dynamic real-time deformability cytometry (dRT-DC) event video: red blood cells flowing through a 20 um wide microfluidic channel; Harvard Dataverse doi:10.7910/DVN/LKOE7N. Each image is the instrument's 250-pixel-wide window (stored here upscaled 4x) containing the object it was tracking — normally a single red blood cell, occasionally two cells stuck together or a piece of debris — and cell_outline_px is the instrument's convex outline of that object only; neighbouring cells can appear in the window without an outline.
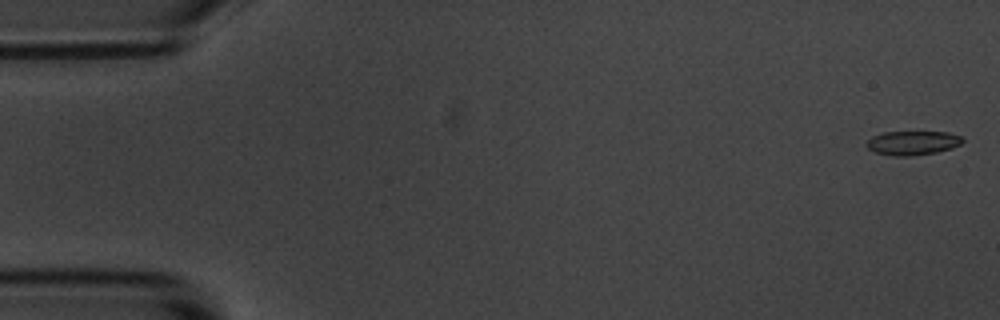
{"species": "common noctule bat (a hibernating species)", "species_latin": "Nyctalus noctula", "temperature_condition": "room temperature", "stored_images_in_passage": 10, "camera_frame_rate_fps": 3000, "um_per_image_px": 0.085, "animal": {"sex": "male", "body_mass_g": 20.1, "forearm_length_mm": 53.5}, "frame": {"image": 1, "passage_image": 1, "time_ms": 0.0, "image_size_px": [1000, 320], "cell_outline_px": [[964, 140], [960, 144], [952, 148], [936, 152], [912, 156], [892, 156], [876, 152], [868, 148], [864, 144], [872, 136], [884, 132], [948, 132], [960, 136]], "centroid_in_image_um": [77.55, 12.15], "position_along_channel_um": 7.4, "area_um2": 13.47}}